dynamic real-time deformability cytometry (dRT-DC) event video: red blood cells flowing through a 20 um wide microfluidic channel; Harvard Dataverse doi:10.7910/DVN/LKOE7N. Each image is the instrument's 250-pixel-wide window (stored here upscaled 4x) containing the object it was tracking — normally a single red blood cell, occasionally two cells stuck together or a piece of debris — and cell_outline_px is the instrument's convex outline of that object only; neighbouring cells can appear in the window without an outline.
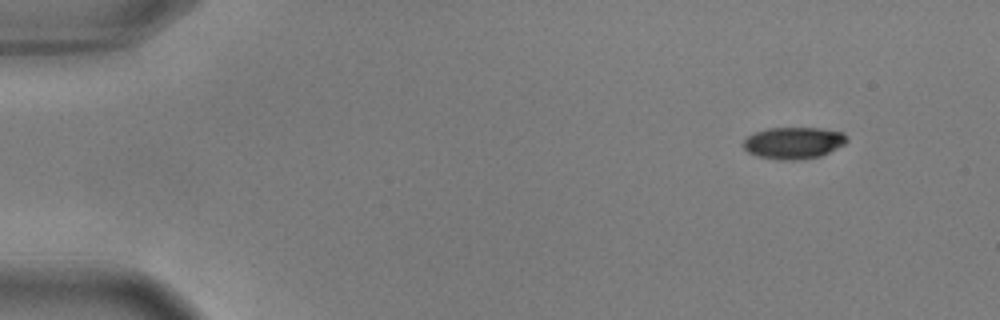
{"species": "common noctule bat (a hibernating species)", "species_latin": "Nyctalus noctula", "temperature_condition": "warm", "stored_images_in_passage": 51, "camera_frame_rate_fps": 3000, "um_per_image_px": 0.085, "animal": {"sex": "male", "body_mass_g": 17.9, "forearm_length_mm": 54.2}, "frame": {"image": 1, "passage_image": 1, "time_ms": 0.0, "image_size_px": [1000, 320], "cell_outline_px": [[848, 140], [844, 144], [820, 156], [796, 160], [780, 160], [756, 156], [748, 152], [740, 144], [748, 136], [756, 132], [768, 128], [820, 128], [844, 132], [848, 136]], "centroid_in_image_um": [67.44, 12.14], "position_along_channel_um": 17.6, "area_um2": 19.25}}
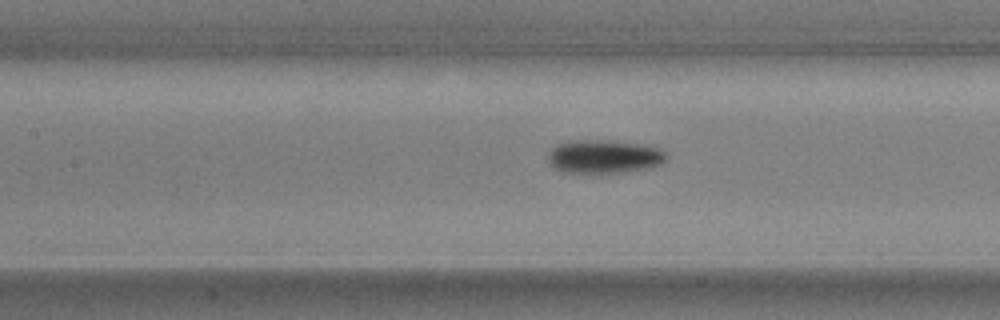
{"frame": {"image": 2, "passage_image": 21, "time_ms": 6.667, "image_size_px": [1000, 320], "cell_outline_px": [[668, 156], [660, 164], [652, 168], [624, 172], [592, 176], [584, 176], [564, 172], [552, 168], [548, 164], [548, 152], [556, 144], [568, 140], [604, 140], [648, 144], [660, 148]], "centroid_in_image_um": [51.29, 13.35], "position_along_channel_um": 156.1, "area_um2": 24.45}}
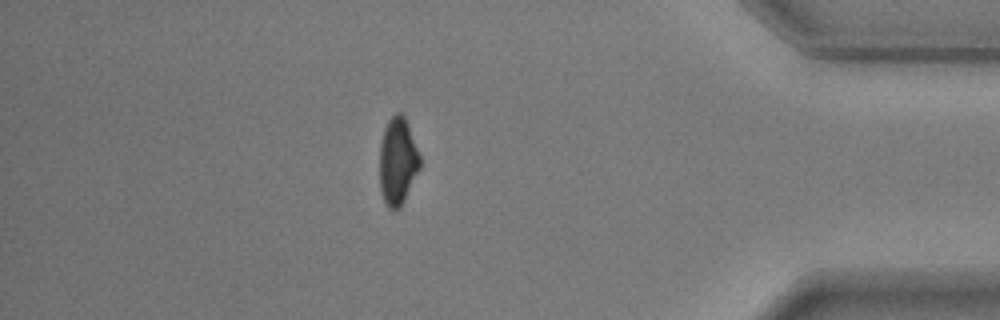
{"frame": {"image": 3, "passage_image": 44, "time_ms": 14.333, "image_size_px": [1000, 320], "cell_outline_px": [[420, 168], [400, 208], [388, 208], [384, 200], [380, 188], [380, 144], [384, 128], [388, 120], [396, 112], [400, 112], [404, 116], [408, 124], [420, 156]], "centroid_in_image_um": [33.8, 13.68], "position_along_channel_um": 401.4, "area_um2": 20.35}, "authors_computed_cell_mechanics": {"area_um2": 20.9814, "velocity_mm_per_s": 3.6535, "shape_relaxation_time_tau1_ms": 2.6384, "shape_relaxation_time_tau2_ms": 5.7716, "deformation_change_tau1": 0.1393, "deformation_change_tau2": 0.0911}}